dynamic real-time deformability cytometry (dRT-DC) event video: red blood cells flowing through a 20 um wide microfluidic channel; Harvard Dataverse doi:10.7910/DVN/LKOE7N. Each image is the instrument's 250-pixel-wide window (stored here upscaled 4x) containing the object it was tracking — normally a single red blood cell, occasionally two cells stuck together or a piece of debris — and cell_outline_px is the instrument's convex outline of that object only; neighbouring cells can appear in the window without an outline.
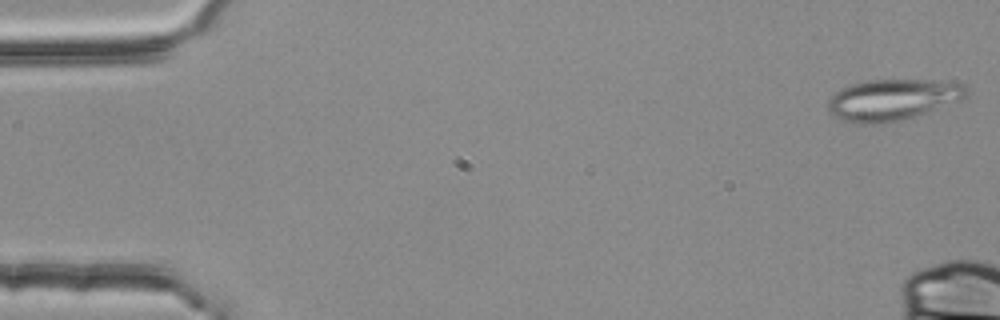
{"species": "common noctule bat (a hibernating species)", "species_latin": "Nyctalus noctula", "temperature_condition": "room temperature", "stored_images_in_passage": 3, "camera_frame_rate_fps": 3000, "um_per_image_px": 0.085, "animal": {"sex": "female", "body_mass_g": 25.1}, "frame": {"image": 1, "passage_image": 1, "time_ms": 0.0, "image_size_px": [1000, 320], "cell_outline_px": [[968, 92], [964, 100], [904, 120], [876, 124], [860, 124], [844, 120], [828, 112], [828, 100], [840, 88], [864, 80], [940, 80], [960, 84]], "centroid_in_image_um": [75.87, 8.48], "position_along_channel_um": 9.1, "area_um2": 33.41}}